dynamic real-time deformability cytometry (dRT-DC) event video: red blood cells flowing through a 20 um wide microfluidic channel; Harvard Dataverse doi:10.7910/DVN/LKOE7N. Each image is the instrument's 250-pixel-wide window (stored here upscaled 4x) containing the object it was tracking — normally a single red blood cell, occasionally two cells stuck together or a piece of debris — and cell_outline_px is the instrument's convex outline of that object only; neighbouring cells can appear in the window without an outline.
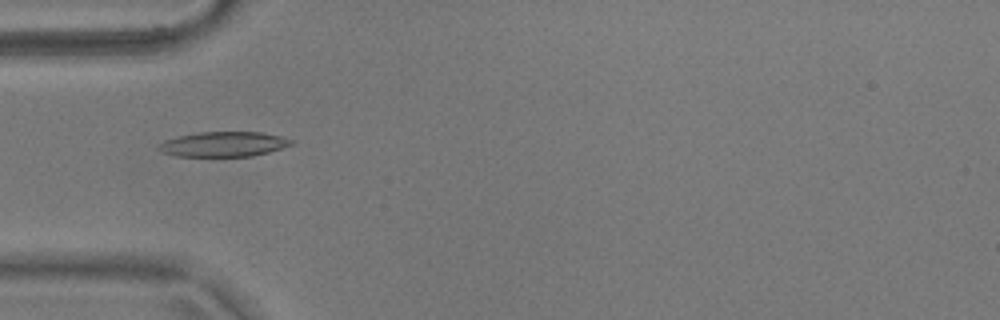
{"species": "common noctule bat (a hibernating species)", "species_latin": "Nyctalus noctula", "temperature_condition": "warm", "stored_images_in_passage": 54, "camera_frame_rate_fps": 3000, "um_per_image_px": 0.085, "animal": {"sex": "male", "body_mass_g": 17.9}, "frame": {"image": 1, "passage_image": 17, "time_ms": 5.333, "image_size_px": [1000, 320], "cell_outline_px": [[296, 144], [268, 152], [252, 156], [176, 156], [164, 152], [156, 148], [164, 140], [180, 136], [200, 132], [260, 132], [280, 136], [292, 140]], "centroid_in_image_um": [19.04, 12.25], "position_along_channel_um": 66.0, "area_um2": 19.13}}
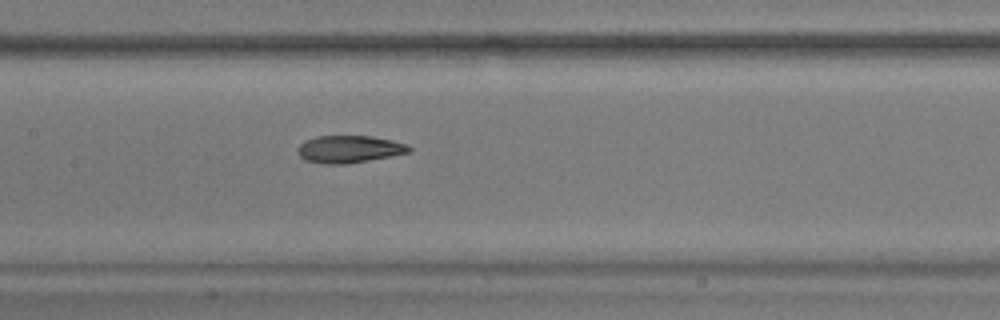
{"frame": {"image": 2, "passage_image": 26, "time_ms": 8.333, "image_size_px": [1000, 320], "cell_outline_px": [[412, 148], [408, 152], [392, 156], [344, 164], [324, 164], [304, 160], [296, 152], [296, 148], [304, 140], [316, 136], [372, 136], [392, 140], [408, 144]], "centroid_in_image_um": [29.64, 12.67], "position_along_channel_um": 177.8, "area_um2": 17.86}}
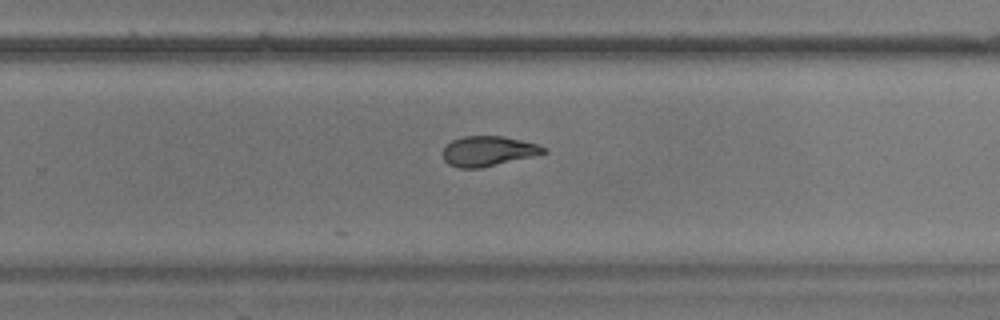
{"frame": {"image": 3, "passage_image": 35, "time_ms": 11.333, "image_size_px": [1000, 320], "cell_outline_px": [[548, 152], [532, 156], [480, 168], [460, 168], [448, 164], [444, 160], [444, 148], [452, 140], [464, 136], [504, 136], [536, 144], [548, 148]], "centroid_in_image_um": [41.5, 12.84], "position_along_channel_um": 288.3, "area_um2": 17.4}, "authors_computed_cell_mechanics": {"area_um2": 18.785, "velocity_mm_per_s": 3.7001, "shape_relaxation_time_tau1_ms": null, "shape_relaxation_time_tau2_ms": 2.9367, "deformation_change_tau1": null, "deformation_change_tau2": 0.096}}